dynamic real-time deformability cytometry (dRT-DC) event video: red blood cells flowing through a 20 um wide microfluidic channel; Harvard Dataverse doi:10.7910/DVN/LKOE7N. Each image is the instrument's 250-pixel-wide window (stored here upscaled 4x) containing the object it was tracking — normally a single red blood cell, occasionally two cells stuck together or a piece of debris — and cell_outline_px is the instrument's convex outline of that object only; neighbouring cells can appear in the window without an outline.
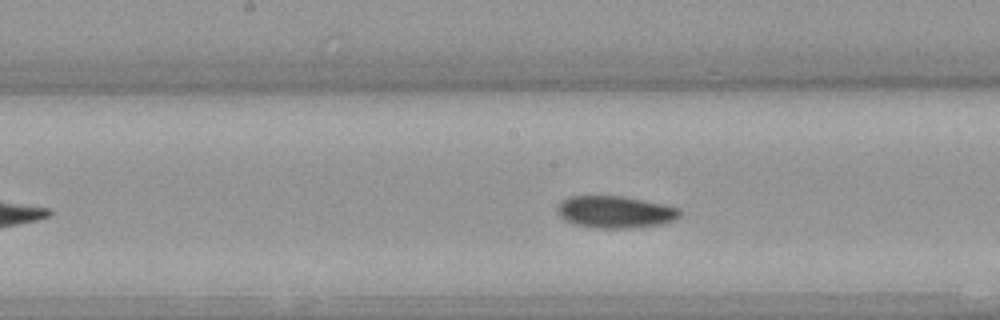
{"species": "Egyptian fruit bat (a non-hibernating species)", "species_latin": "Rousettus aegyptiacus", "temperature_condition": "warm", "stored_images_in_passage": 41, "camera_frame_rate_fps": 3000, "um_per_image_px": 0.085, "animal": {"sex": "female"}, "frame": {"image": 1, "passage_image": 21, "time_ms": 6.667, "image_size_px": [1000, 320], "cell_outline_px": [[680, 216], [672, 220], [660, 224], [628, 228], [592, 228], [576, 224], [560, 216], [556, 212], [556, 208], [560, 200], [568, 196], [620, 196], [680, 208]], "centroid_in_image_um": [52.22, 18.01], "position_along_channel_um": 196.0, "area_um2": 22.6}}
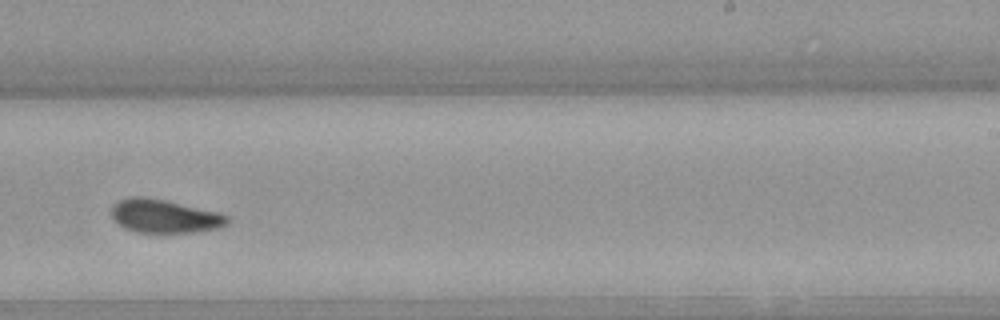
{"frame": {"image": 2, "passage_image": 27, "time_ms": 8.667, "image_size_px": [1000, 320], "cell_outline_px": [[228, 224], [224, 228], [196, 232], [136, 232], [124, 228], [112, 216], [112, 204], [116, 200], [132, 196], [140, 196], [164, 200], [216, 212], [228, 216]], "centroid_in_image_um": [13.98, 18.38], "position_along_channel_um": 275.0, "area_um2": 22.48}}
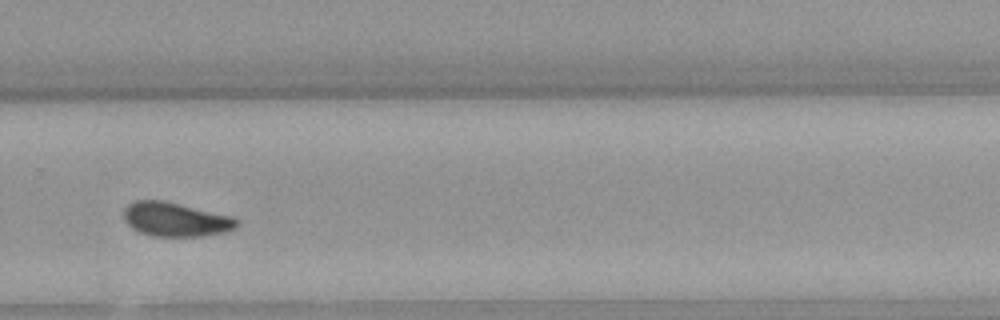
{"frame": {"image": 3, "passage_image": 30, "time_ms": 9.667, "image_size_px": [1000, 320], "cell_outline_px": [[240, 224], [236, 228], [224, 232], [204, 236], [152, 236], [140, 232], [132, 228], [124, 220], [124, 208], [128, 204], [136, 200], [164, 200], [232, 216]], "centroid_in_image_um": [14.92, 18.65], "position_along_channel_um": 314.9, "area_um2": 22.48}, "authors_computed_cell_mechanics": {"area_um2": 22.542, "velocity_mm_per_s": 3.9737, "shape_relaxation_time_tau1_ms": 5.0004, "shape_relaxation_time_tau2_ms": 5.4294, "deformation_change_tau1": 0.1322, "deformation_change_tau2": 0.1084}}